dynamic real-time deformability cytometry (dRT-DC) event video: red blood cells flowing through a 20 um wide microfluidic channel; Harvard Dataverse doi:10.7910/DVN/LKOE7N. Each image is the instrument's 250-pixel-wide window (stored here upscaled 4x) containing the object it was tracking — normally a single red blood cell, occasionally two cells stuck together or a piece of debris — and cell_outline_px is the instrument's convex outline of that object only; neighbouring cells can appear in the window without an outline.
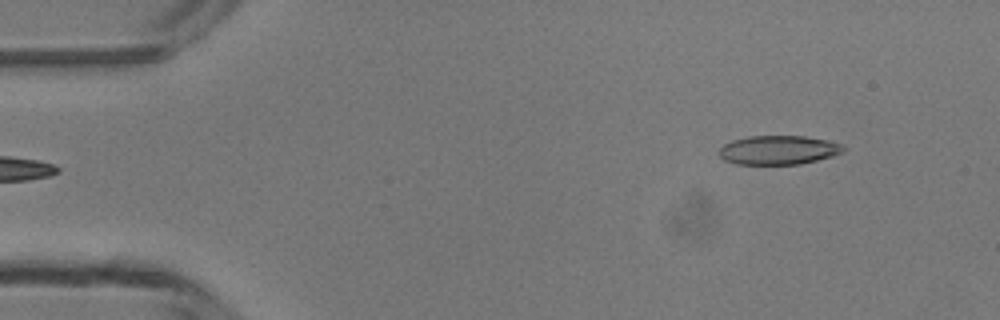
{"species": "common noctule bat (a hibernating species)", "species_latin": "Nyctalus noctula", "temperature_condition": "room temperature", "stored_images_in_passage": 2, "camera_frame_rate_fps": 3000, "um_per_image_px": 0.085, "animal": {"sex": "male", "body_mass_g": 13.3}, "frame": {"image": 1, "passage_image": 2, "time_ms": 1.333, "image_size_px": [1000, 320], "cell_outline_px": [[844, 152], [832, 156], [800, 164], [736, 164], [724, 160], [720, 156], [720, 148], [724, 144], [732, 140], [748, 136], [804, 136], [828, 140], [840, 144], [844, 148]], "centroid_in_image_um": [66.16, 12.75], "position_along_channel_um": 18.8, "area_um2": 20.92}}